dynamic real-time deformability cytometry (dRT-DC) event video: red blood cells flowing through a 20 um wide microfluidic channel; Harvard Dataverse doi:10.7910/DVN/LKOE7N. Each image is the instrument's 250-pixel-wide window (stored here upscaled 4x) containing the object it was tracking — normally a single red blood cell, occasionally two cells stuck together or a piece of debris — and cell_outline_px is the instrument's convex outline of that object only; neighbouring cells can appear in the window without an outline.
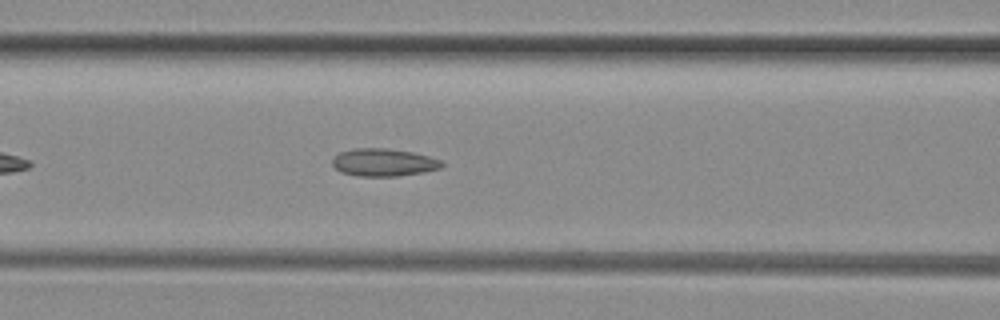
{"species": "common noctule bat (a hibernating species)", "species_latin": "Nyctalus noctula", "temperature_condition": "room temperature", "stored_images_in_passage": 34, "camera_frame_rate_fps": 3000, "um_per_image_px": 0.085, "animal": {"sex": "female", "body_mass_g": 29.2, "forearm_length_mm": 56.3}, "frame": {"image": 1, "passage_image": 9, "time_ms": 2.667, "image_size_px": [1000, 320], "cell_outline_px": [[444, 164], [440, 168], [424, 172], [396, 176], [356, 176], [340, 172], [332, 164], [332, 156], [340, 152], [352, 148], [384, 148], [412, 152], [444, 160]], "centroid_in_image_um": [32.59, 13.8], "position_along_channel_um": 134.0, "area_um2": 17.8}}
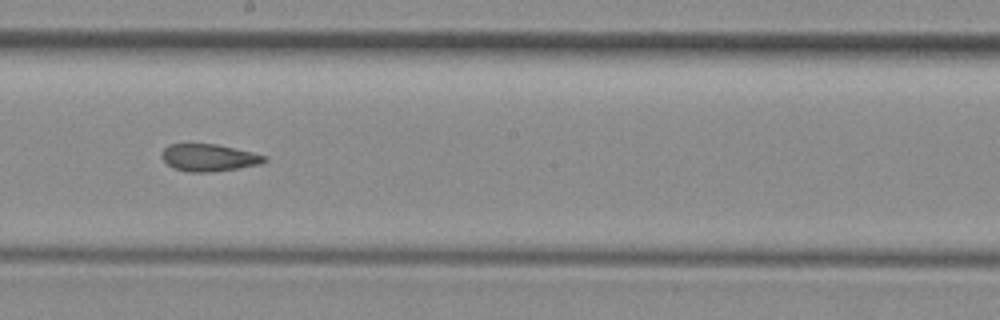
{"frame": {"image": 2, "passage_image": 16, "time_ms": 5.0, "image_size_px": [1000, 320], "cell_outline_px": [[268, 160], [260, 164], [240, 168], [212, 172], [188, 172], [172, 168], [160, 156], [164, 148], [168, 144], [216, 144], [252, 152], [268, 156]], "centroid_in_image_um": [17.76, 13.4], "position_along_channel_um": 230.4, "area_um2": 16.42}}
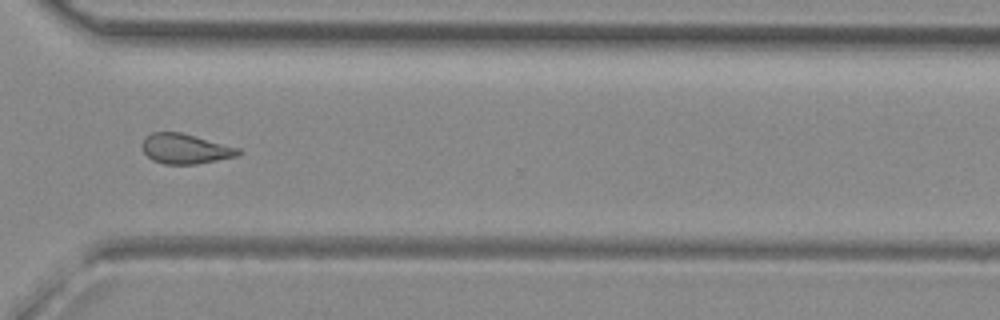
{"frame": {"image": 3, "passage_image": 25, "time_ms": 8.0, "image_size_px": [1000, 320], "cell_outline_px": [[244, 152], [236, 156], [196, 164], [164, 164], [152, 160], [144, 152], [140, 144], [152, 132], [180, 132], [240, 148]], "centroid_in_image_um": [15.75, 12.65], "position_along_channel_um": 354.8, "area_um2": 16.7}}